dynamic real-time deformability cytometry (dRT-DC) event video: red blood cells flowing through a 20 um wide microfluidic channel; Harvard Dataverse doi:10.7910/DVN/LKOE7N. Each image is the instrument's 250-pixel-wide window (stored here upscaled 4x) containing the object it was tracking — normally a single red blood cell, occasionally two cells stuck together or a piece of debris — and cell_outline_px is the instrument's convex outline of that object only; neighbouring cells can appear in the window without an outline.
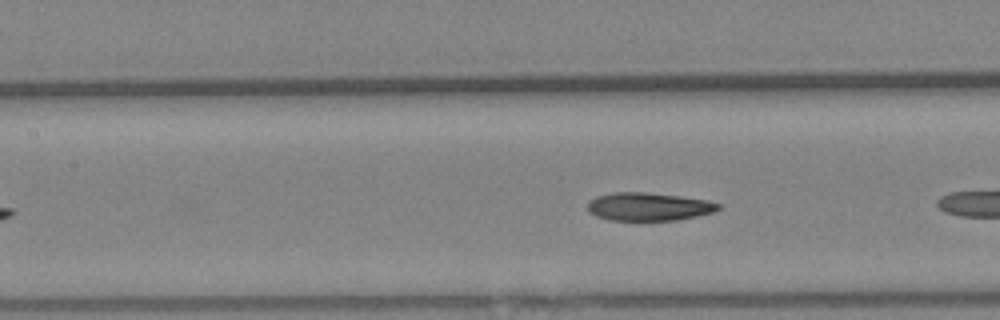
{"species": "Egyptian fruit bat (a non-hibernating species)", "species_latin": "Rousettus aegyptiacus", "temperature_condition": "warm", "stored_images_in_passage": 13, "camera_frame_rate_fps": 3000, "um_per_image_px": 0.085, "animal": {"sex": "female"}, "frame": {"image": 1, "passage_image": 8, "time_ms": 2.333, "image_size_px": [1000, 320], "cell_outline_px": [[724, 204], [720, 208], [712, 212], [696, 216], [676, 220], [608, 220], [596, 216], [588, 212], [588, 200], [596, 196], [612, 192], [648, 192], [680, 196], [708, 200]], "centroid_in_image_um": [55.12, 17.55], "position_along_channel_um": 152.3, "area_um2": 21.62}}